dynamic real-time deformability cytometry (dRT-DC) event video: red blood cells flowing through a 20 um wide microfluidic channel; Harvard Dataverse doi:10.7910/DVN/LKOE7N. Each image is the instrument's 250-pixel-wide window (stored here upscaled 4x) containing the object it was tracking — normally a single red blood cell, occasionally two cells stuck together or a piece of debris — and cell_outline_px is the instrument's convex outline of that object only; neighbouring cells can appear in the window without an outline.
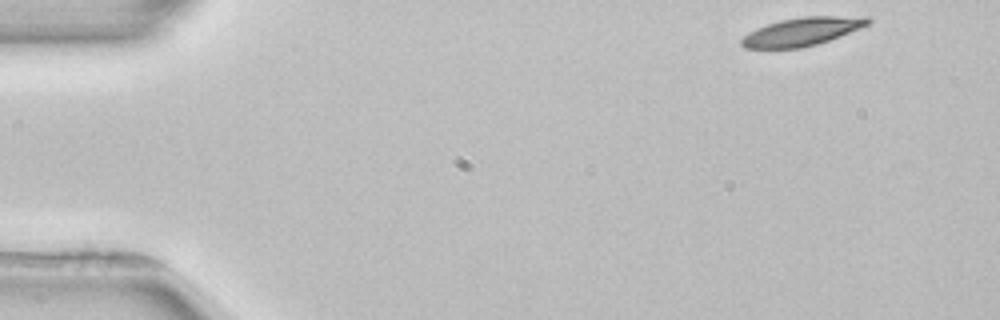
{"species": "common noctule bat (a hibernating species)", "species_latin": "Nyctalus noctula", "temperature_condition": "room temperature", "stored_images_in_passage": 4, "camera_frame_rate_fps": 3000, "um_per_image_px": 0.085, "animal": {"sex": "female", "body_mass_g": 22.7, "forearm_length_mm": 54.2}, "frame": {"image": 1, "passage_image": 1, "time_ms": 0.0, "image_size_px": [1000, 320], "cell_outline_px": [[872, 20], [868, 24], [860, 28], [840, 36], [816, 44], [800, 48], [744, 48], [740, 44], [740, 40], [748, 32], [756, 28], [780, 20], [804, 16], [868, 16]], "centroid_in_image_um": [68.17, 2.68], "position_along_channel_um": 16.8, "area_um2": 20.75}}
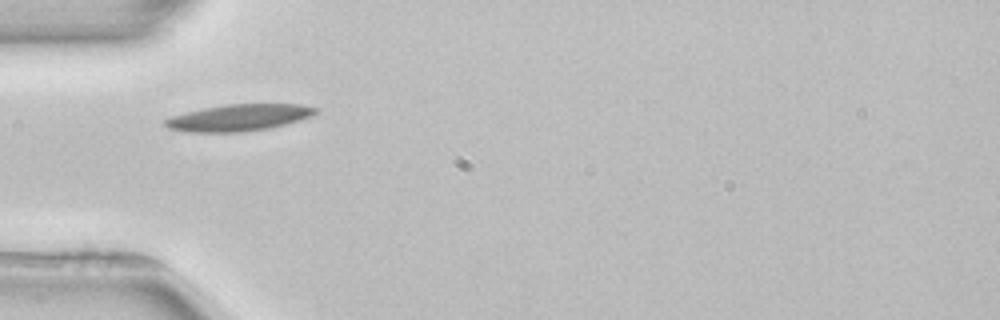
{"frame": {"image": 2, "passage_image": 3, "time_ms": 4.0, "image_size_px": [1000, 320], "cell_outline_px": [[320, 112], [312, 116], [300, 120], [268, 128], [244, 132], [188, 132], [168, 128], [160, 124], [160, 120], [172, 116], [204, 108], [228, 104], [300, 104], [320, 108]], "centroid_in_image_um": [20.3, 10.0], "position_along_channel_um": 64.7, "area_um2": 23.58}}